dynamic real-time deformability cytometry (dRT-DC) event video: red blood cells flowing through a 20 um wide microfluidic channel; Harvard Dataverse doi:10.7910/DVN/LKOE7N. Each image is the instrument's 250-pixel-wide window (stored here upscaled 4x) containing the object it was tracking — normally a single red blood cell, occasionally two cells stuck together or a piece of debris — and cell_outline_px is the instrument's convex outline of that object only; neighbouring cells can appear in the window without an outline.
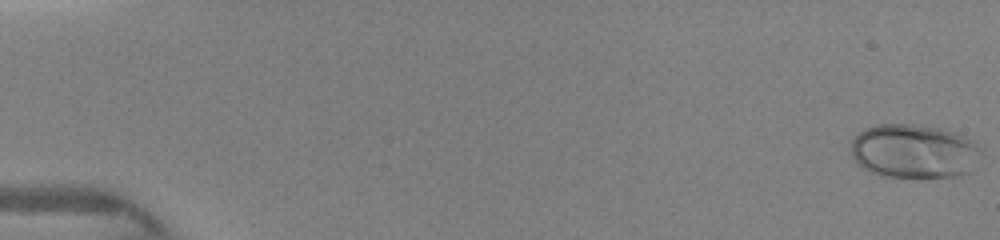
{"species": "human", "species_latin": "Homo sapiens", "temperature_condition": "warm", "stored_images_in_passage": 24, "camera_frame_rate_fps": 3000, "um_per_image_px": 0.085, "donor": {"sex": "female"}, "frame": {"image": 1, "passage_image": 1, "time_ms": 0.0, "image_size_px": [1000, 240], "cell_outline_px": [[984, 152], [968, 172], [956, 176], [880, 176], [864, 168], [852, 156], [852, 140], [864, 128], [876, 124], [912, 124], [936, 128], [956, 132], [972, 140], [984, 148]], "centroid_in_image_um": [77.73, 12.83], "position_along_channel_um": 7.3, "area_um2": 40.75}}
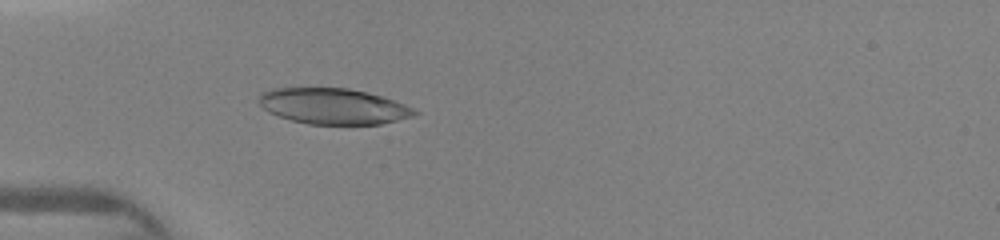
{"frame": {"image": 2, "passage_image": 21, "time_ms": 4.667, "image_size_px": [1000, 240], "cell_outline_px": [[420, 112], [412, 116], [380, 124], [308, 124], [292, 120], [268, 112], [260, 104], [260, 92], [272, 88], [348, 88], [380, 96], [404, 104]], "centroid_in_image_um": [28.3, 9.03], "position_along_channel_um": 56.7, "area_um2": 32.08}}